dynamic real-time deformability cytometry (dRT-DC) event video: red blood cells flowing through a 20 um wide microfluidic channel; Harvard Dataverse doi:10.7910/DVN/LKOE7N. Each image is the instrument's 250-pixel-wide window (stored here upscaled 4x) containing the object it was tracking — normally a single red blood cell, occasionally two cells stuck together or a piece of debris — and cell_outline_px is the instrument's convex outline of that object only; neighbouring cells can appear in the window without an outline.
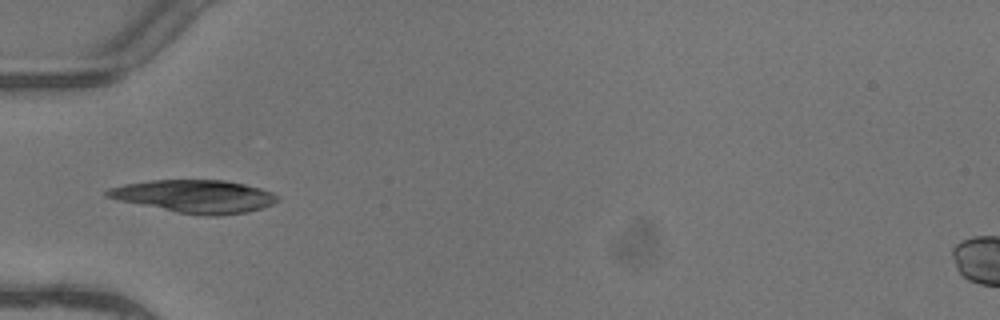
{"species": "common noctule bat (a hibernating species)", "species_latin": "Nyctalus noctula", "temperature_condition": "warm", "stored_images_in_passage": 5, "camera_frame_rate_fps": 3000, "um_per_image_px": 0.085, "animal": {"sex": "female"}, "frame": {"image": 1, "passage_image": 5, "time_ms": 1.333, "image_size_px": [1000, 320], "cell_outline_px": [[280, 200], [264, 208], [248, 212], [220, 216], [204, 216], [176, 212], [120, 200], [104, 196], [104, 192], [108, 188], [124, 184], [152, 180], [224, 180], [244, 184], [260, 188], [272, 192], [280, 196]], "centroid_in_image_um": [16.6, 16.69], "position_along_channel_um": 68.4, "area_um2": 32.71}}